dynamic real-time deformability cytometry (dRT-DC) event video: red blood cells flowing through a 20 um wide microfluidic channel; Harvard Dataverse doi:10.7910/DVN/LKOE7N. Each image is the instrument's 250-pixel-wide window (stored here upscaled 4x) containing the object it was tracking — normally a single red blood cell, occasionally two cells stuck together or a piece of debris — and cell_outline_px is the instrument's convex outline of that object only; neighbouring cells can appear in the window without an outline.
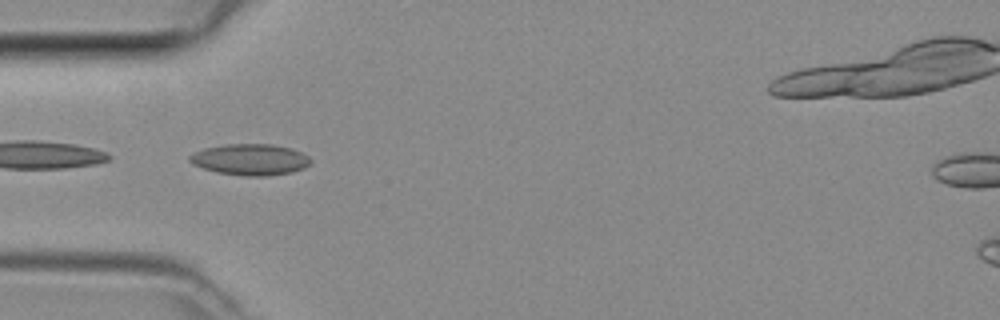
{"species": "common noctule bat (a hibernating species)", "species_latin": "Nyctalus noctula", "temperature_condition": "room temperature", "stored_images_in_passage": 31, "camera_frame_rate_fps": 3000, "um_per_image_px": 0.085, "animal": {"sex": "female", "body_mass_g": 29.2, "forearm_length_mm": 56.3}, "frame": {"image": 1, "passage_image": 3, "time_ms": 0.667, "image_size_px": [1000, 320], "cell_outline_px": [[312, 160], [304, 168], [292, 172], [268, 176], [244, 176], [216, 172], [192, 164], [188, 160], [188, 156], [192, 152], [204, 148], [224, 144], [272, 144], [292, 148], [308, 156]], "centroid_in_image_um": [21.24, 13.56], "position_along_channel_um": 63.8, "area_um2": 22.2}}
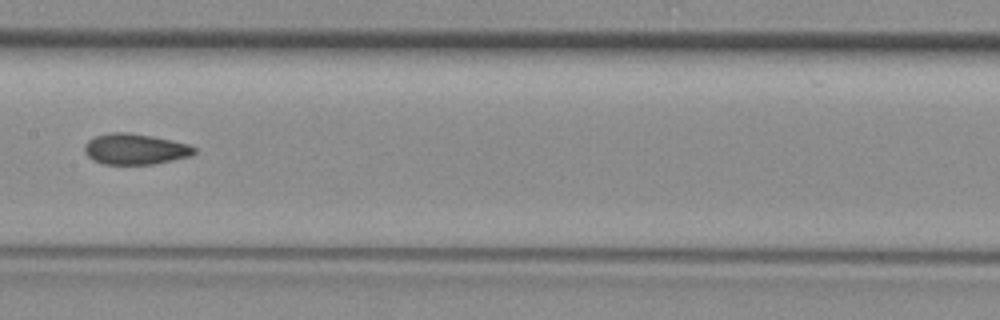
{"frame": {"image": 2, "passage_image": 12, "time_ms": 3.667, "image_size_px": [1000, 320], "cell_outline_px": [[196, 152], [192, 156], [152, 164], [104, 164], [88, 156], [84, 152], [84, 144], [88, 140], [96, 136], [108, 132], [128, 132], [152, 136], [172, 140], [188, 144], [196, 148]], "centroid_in_image_um": [11.49, 12.66], "position_along_channel_um": 195.9, "area_um2": 19.71}}
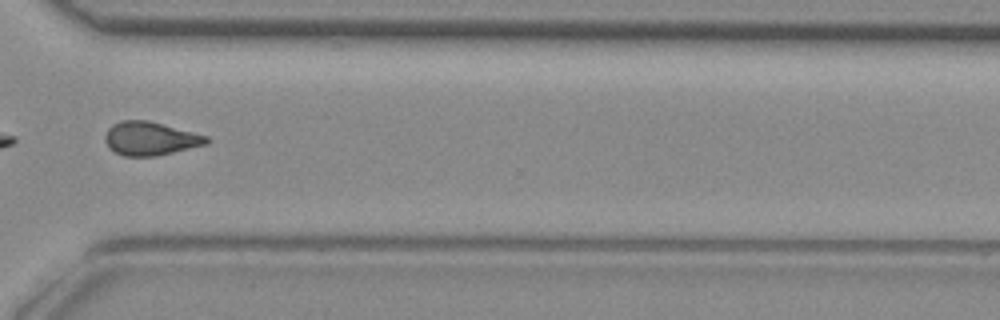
{"frame": {"image": 3, "passage_image": 23, "time_ms": 7.333, "image_size_px": [1000, 320], "cell_outline_px": [[212, 140], [208, 144], [156, 156], [124, 156], [108, 148], [104, 140], [104, 136], [108, 128], [112, 124], [120, 120], [148, 120], [208, 136]], "centroid_in_image_um": [12.77, 11.77], "position_along_channel_um": 357.8, "area_um2": 20.0}}